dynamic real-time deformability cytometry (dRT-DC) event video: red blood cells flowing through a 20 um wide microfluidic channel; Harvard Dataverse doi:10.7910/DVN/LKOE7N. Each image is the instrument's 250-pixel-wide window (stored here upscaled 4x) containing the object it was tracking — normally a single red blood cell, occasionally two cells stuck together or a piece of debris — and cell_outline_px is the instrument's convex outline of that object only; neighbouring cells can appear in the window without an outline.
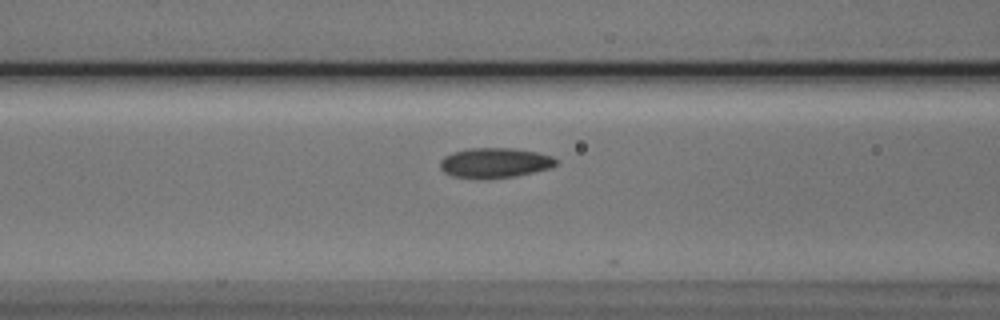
{"species": "Egyptian fruit bat (a non-hibernating species)", "species_latin": "Rousettus aegyptiacus", "temperature_condition": "cold", "stored_images_in_passage": 30, "camera_frame_rate_fps": 3000, "um_per_image_px": 0.085, "animal": {"sex": "male"}, "frame": {"image": 1, "passage_image": 5, "time_ms": 1.333, "image_size_px": [1000, 320], "cell_outline_px": [[560, 160], [552, 168], [516, 176], [452, 176], [444, 172], [440, 168], [440, 160], [444, 156], [452, 152], [468, 148], [512, 148], [536, 152], [552, 156]], "centroid_in_image_um": [42.1, 13.8], "position_along_channel_um": 124.5, "area_um2": 19.77}}
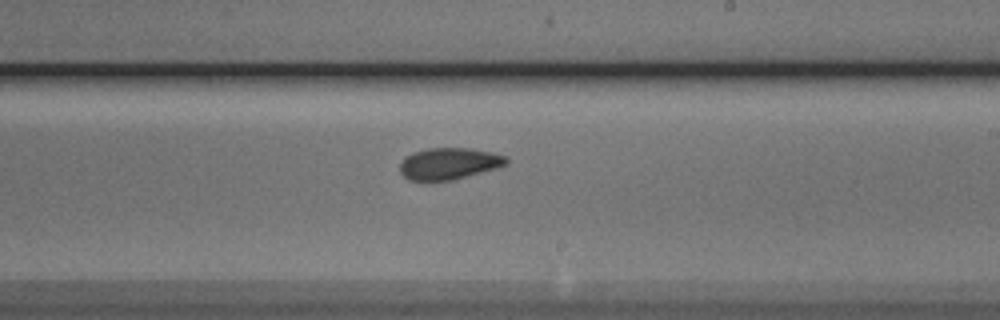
{"frame": {"image": 2, "passage_image": 15, "time_ms": 4.667, "image_size_px": [1000, 320], "cell_outline_px": [[508, 164], [496, 168], [452, 180], [408, 180], [400, 172], [400, 164], [404, 156], [412, 152], [428, 148], [472, 148], [492, 152], [508, 156]], "centroid_in_image_um": [38.17, 13.89], "position_along_channel_um": 250.8, "area_um2": 19.71}}
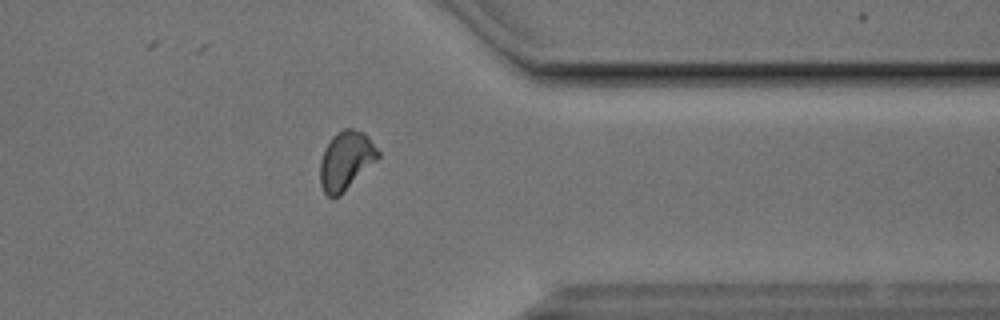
{"frame": {"image": 3, "passage_image": 26, "time_ms": 8.333, "image_size_px": [1000, 320], "cell_outline_px": [[380, 156], [340, 196], [328, 196], [324, 192], [320, 184], [320, 160], [324, 148], [332, 136], [336, 132], [344, 128], [352, 128], [364, 132], [368, 136], [380, 152]], "centroid_in_image_um": [29.39, 13.62], "position_along_channel_um": 382.0, "area_um2": 19.83}, "authors_computed_cell_mechanics": {"area_um2": 19.6809, "velocity_mm_per_s": 3.7989, "shape_relaxation_time_tau1_ms": 4.5276, "shape_relaxation_time_tau2_ms": 2.1938, "deformation_change_tau1": 0.1002, "deformation_change_tau2": 0.0644}}